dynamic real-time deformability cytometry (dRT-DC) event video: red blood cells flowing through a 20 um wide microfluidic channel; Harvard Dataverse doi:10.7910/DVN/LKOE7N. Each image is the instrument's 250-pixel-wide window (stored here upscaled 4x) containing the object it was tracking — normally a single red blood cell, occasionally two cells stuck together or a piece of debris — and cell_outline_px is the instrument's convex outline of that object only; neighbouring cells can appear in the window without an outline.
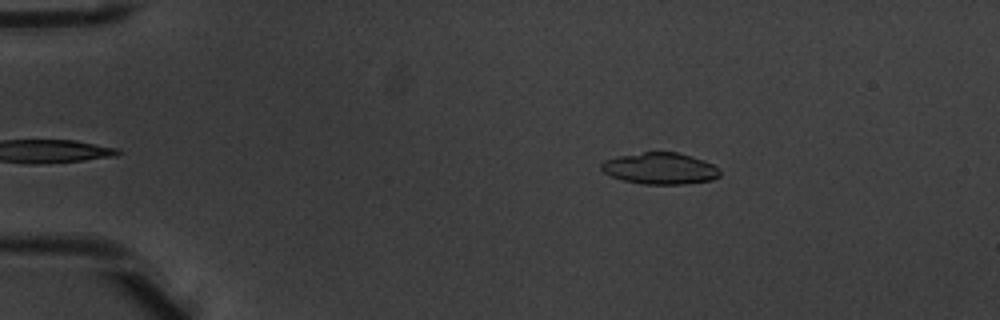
{"species": "common noctule bat (a hibernating species)", "species_latin": "Nyctalus noctula", "temperature_condition": "warm", "stored_images_in_passage": 5, "camera_frame_rate_fps": 3000, "um_per_image_px": 0.085, "animal": {"sex": "male", "body_mass_g": 20.1, "forearm_length_mm": 53.5}, "frame": {"image": 1, "passage_image": 5, "time_ms": 1.333, "image_size_px": [1000, 320], "cell_outline_px": [[720, 176], [712, 180], [684, 184], [640, 184], [624, 180], [612, 176], [604, 172], [600, 168], [600, 164], [604, 160], [620, 156], [644, 152], [676, 152], [692, 156], [704, 160], [720, 168]], "centroid_in_image_um": [56.13, 14.32], "position_along_channel_um": 28.9, "area_um2": 21.79}}